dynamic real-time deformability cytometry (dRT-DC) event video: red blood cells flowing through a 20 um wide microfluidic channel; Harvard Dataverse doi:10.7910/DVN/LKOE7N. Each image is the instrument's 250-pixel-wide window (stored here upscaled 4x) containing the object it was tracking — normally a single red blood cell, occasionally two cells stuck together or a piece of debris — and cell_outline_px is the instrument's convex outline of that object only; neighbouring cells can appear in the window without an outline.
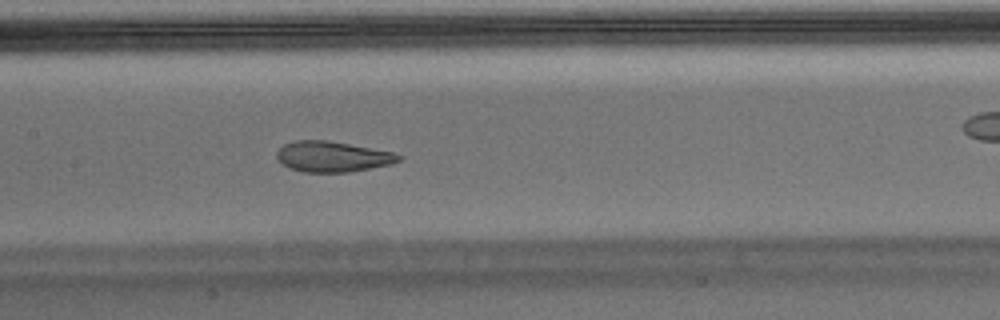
{"species": "Egyptian fruit bat (a non-hibernating species)", "species_latin": "Rousettus aegyptiacus", "temperature_condition": "warm", "stored_images_in_passage": 41, "camera_frame_rate_fps": 3000, "um_per_image_px": 0.085, "animal": {"sex": "male"}, "frame": {"image": 1, "passage_image": 12, "time_ms": 3.667, "image_size_px": [1000, 320], "cell_outline_px": [[404, 160], [392, 164], [348, 172], [304, 172], [292, 168], [284, 164], [276, 156], [276, 152], [284, 144], [296, 140], [328, 140], [392, 152], [404, 156]], "centroid_in_image_um": [28.31, 13.31], "position_along_channel_um": 179.1, "area_um2": 21.62}, "authors_computed_cell_mechanics": {"area_um2": 24.0448, "velocity_mm_per_s": 3.694, "shape_relaxation_time_tau1_ms": null, "shape_relaxation_time_tau2_ms": 1.2297, "deformation_change_tau1": null, "deformation_change_tau2": 0.0571}}